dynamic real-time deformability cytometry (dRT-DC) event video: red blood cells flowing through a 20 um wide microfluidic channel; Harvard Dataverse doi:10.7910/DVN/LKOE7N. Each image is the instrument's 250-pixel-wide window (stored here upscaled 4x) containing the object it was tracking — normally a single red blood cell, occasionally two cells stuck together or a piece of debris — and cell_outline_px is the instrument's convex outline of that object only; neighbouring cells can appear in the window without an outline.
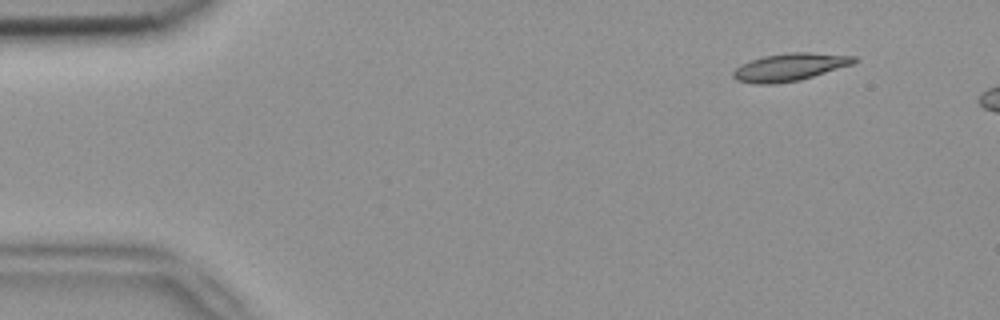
{"species": "common noctule bat (a hibernating species)", "species_latin": "Nyctalus noctula", "temperature_condition": "room temperature", "stored_images_in_passage": 2, "camera_frame_rate_fps": 3000, "um_per_image_px": 0.085, "animal": {"sex": "female", "body_mass_g": 18.4}, "frame": {"image": 1, "passage_image": 2, "time_ms": 0.333, "image_size_px": [1000, 320], "cell_outline_px": [[860, 60], [852, 64], [800, 80], [776, 84], [756, 84], [736, 80], [732, 76], [732, 72], [740, 64], [764, 56], [788, 52], [808, 52], [856, 56]], "centroid_in_image_um": [67.12, 5.7], "position_along_channel_um": 17.9, "area_um2": 19.48}}